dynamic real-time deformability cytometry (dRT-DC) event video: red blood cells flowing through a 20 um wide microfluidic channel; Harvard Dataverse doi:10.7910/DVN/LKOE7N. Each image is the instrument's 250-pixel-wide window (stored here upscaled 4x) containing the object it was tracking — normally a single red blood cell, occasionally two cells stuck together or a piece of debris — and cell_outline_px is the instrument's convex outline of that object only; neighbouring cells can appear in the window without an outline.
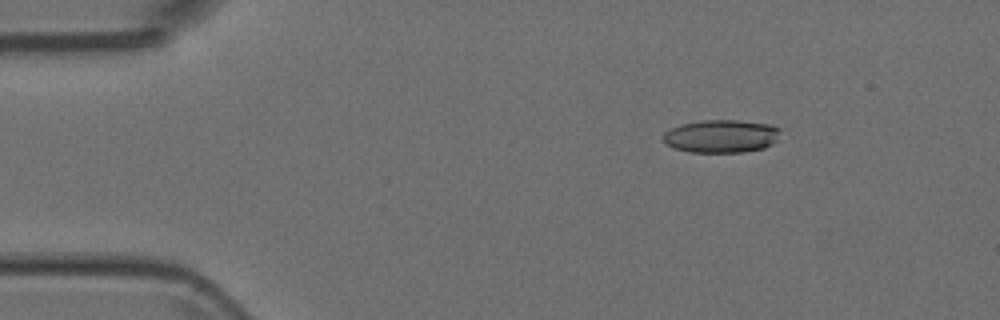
{"species": "Egyptian fruit bat (a non-hibernating species)", "species_latin": "Rousettus aegyptiacus", "temperature_condition": "room temperature", "stored_images_in_passage": 48, "camera_frame_rate_fps": 3000, "um_per_image_px": 0.085, "animal": {"sex": "female"}, "frame": {"image": 1, "passage_image": 2, "time_ms": 0.333, "image_size_px": [1000, 320], "cell_outline_px": [[780, 128], [776, 140], [772, 144], [764, 148], [744, 152], [688, 152], [664, 144], [660, 136], [664, 132], [680, 124], [700, 120], [736, 120], [772, 124]], "centroid_in_image_um": [61.27, 11.57], "position_along_channel_um": 23.7, "area_um2": 22.77}}
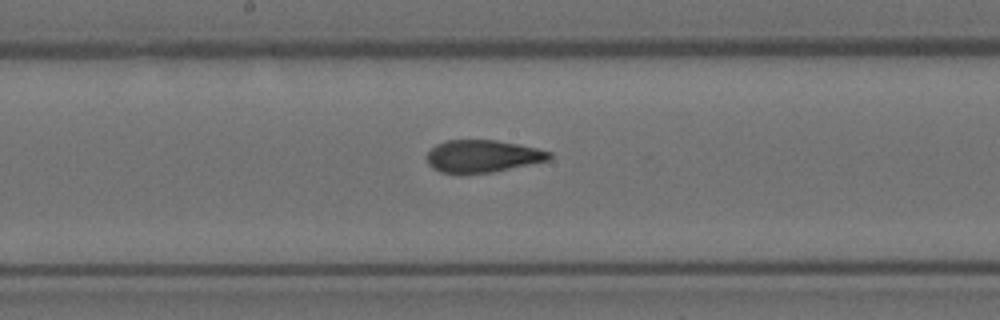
{"frame": {"image": 2, "passage_image": 22, "time_ms": 7.0, "image_size_px": [1000, 320], "cell_outline_px": [[552, 156], [548, 160], [492, 172], [440, 172], [432, 168], [428, 164], [428, 152], [436, 144], [444, 140], [496, 140], [536, 148], [552, 152]], "centroid_in_image_um": [41.01, 13.25], "position_along_channel_um": 207.2, "area_um2": 22.66}}
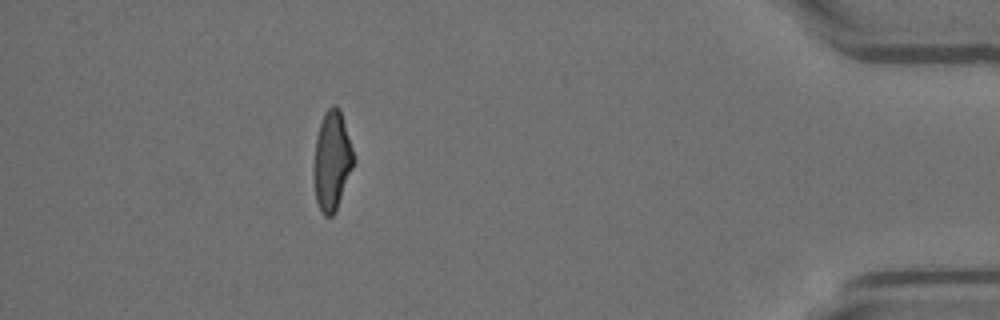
{"frame": {"image": 3, "passage_image": 42, "time_ms": 13.667, "image_size_px": [1000, 320], "cell_outline_px": [[356, 160], [336, 208], [332, 216], [324, 216], [316, 200], [316, 136], [324, 112], [332, 104], [336, 104], [340, 108]], "centroid_in_image_um": [28.26, 13.58], "position_along_channel_um": 406.9, "area_um2": 22.25}}